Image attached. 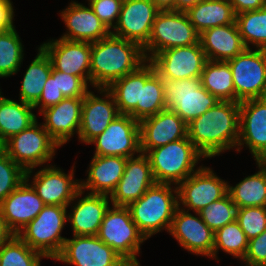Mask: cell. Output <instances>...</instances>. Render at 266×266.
Segmentation results:
<instances>
[{
  "label": "cell",
  "mask_w": 266,
  "mask_h": 266,
  "mask_svg": "<svg viewBox=\"0 0 266 266\" xmlns=\"http://www.w3.org/2000/svg\"><path fill=\"white\" fill-rule=\"evenodd\" d=\"M227 62L232 71L236 102L266 97V49L246 48Z\"/></svg>",
  "instance_id": "10"
},
{
  "label": "cell",
  "mask_w": 266,
  "mask_h": 266,
  "mask_svg": "<svg viewBox=\"0 0 266 266\" xmlns=\"http://www.w3.org/2000/svg\"><path fill=\"white\" fill-rule=\"evenodd\" d=\"M143 48L111 33L91 43L90 85L108 88L115 80L136 71L146 62Z\"/></svg>",
  "instance_id": "2"
},
{
  "label": "cell",
  "mask_w": 266,
  "mask_h": 266,
  "mask_svg": "<svg viewBox=\"0 0 266 266\" xmlns=\"http://www.w3.org/2000/svg\"><path fill=\"white\" fill-rule=\"evenodd\" d=\"M200 34L184 11H159L152 25L148 42L142 47L146 60L169 48L199 43Z\"/></svg>",
  "instance_id": "6"
},
{
  "label": "cell",
  "mask_w": 266,
  "mask_h": 266,
  "mask_svg": "<svg viewBox=\"0 0 266 266\" xmlns=\"http://www.w3.org/2000/svg\"><path fill=\"white\" fill-rule=\"evenodd\" d=\"M166 109L162 78L154 72L141 84L140 103L129 114L133 119L141 121L149 116L156 115Z\"/></svg>",
  "instance_id": "35"
},
{
  "label": "cell",
  "mask_w": 266,
  "mask_h": 266,
  "mask_svg": "<svg viewBox=\"0 0 266 266\" xmlns=\"http://www.w3.org/2000/svg\"><path fill=\"white\" fill-rule=\"evenodd\" d=\"M248 242L249 239L235 220L214 233V247L211 258L217 260L218 250L221 249L223 252L242 260L247 252Z\"/></svg>",
  "instance_id": "38"
},
{
  "label": "cell",
  "mask_w": 266,
  "mask_h": 266,
  "mask_svg": "<svg viewBox=\"0 0 266 266\" xmlns=\"http://www.w3.org/2000/svg\"><path fill=\"white\" fill-rule=\"evenodd\" d=\"M67 208L60 205H45L17 235L30 248L54 260L61 253L67 239L61 236L67 222Z\"/></svg>",
  "instance_id": "5"
},
{
  "label": "cell",
  "mask_w": 266,
  "mask_h": 266,
  "mask_svg": "<svg viewBox=\"0 0 266 266\" xmlns=\"http://www.w3.org/2000/svg\"><path fill=\"white\" fill-rule=\"evenodd\" d=\"M89 144H95L94 155L97 156L134 157L141 153L139 121L119 114Z\"/></svg>",
  "instance_id": "12"
},
{
  "label": "cell",
  "mask_w": 266,
  "mask_h": 266,
  "mask_svg": "<svg viewBox=\"0 0 266 266\" xmlns=\"http://www.w3.org/2000/svg\"><path fill=\"white\" fill-rule=\"evenodd\" d=\"M166 108L186 123L204 114L220 100L201 85V78L172 80L162 78Z\"/></svg>",
  "instance_id": "9"
},
{
  "label": "cell",
  "mask_w": 266,
  "mask_h": 266,
  "mask_svg": "<svg viewBox=\"0 0 266 266\" xmlns=\"http://www.w3.org/2000/svg\"><path fill=\"white\" fill-rule=\"evenodd\" d=\"M229 183L218 177L210 167L200 166L177 187L178 206L186 211L199 212L212 202L222 199L228 194ZM181 203V204H180Z\"/></svg>",
  "instance_id": "11"
},
{
  "label": "cell",
  "mask_w": 266,
  "mask_h": 266,
  "mask_svg": "<svg viewBox=\"0 0 266 266\" xmlns=\"http://www.w3.org/2000/svg\"><path fill=\"white\" fill-rule=\"evenodd\" d=\"M23 46L15 26L0 31V78L10 77L20 70L24 58Z\"/></svg>",
  "instance_id": "37"
},
{
  "label": "cell",
  "mask_w": 266,
  "mask_h": 266,
  "mask_svg": "<svg viewBox=\"0 0 266 266\" xmlns=\"http://www.w3.org/2000/svg\"><path fill=\"white\" fill-rule=\"evenodd\" d=\"M241 261L266 266V230L249 240L247 252Z\"/></svg>",
  "instance_id": "46"
},
{
  "label": "cell",
  "mask_w": 266,
  "mask_h": 266,
  "mask_svg": "<svg viewBox=\"0 0 266 266\" xmlns=\"http://www.w3.org/2000/svg\"><path fill=\"white\" fill-rule=\"evenodd\" d=\"M19 101L4 97L0 102V146L38 121L33 105Z\"/></svg>",
  "instance_id": "31"
},
{
  "label": "cell",
  "mask_w": 266,
  "mask_h": 266,
  "mask_svg": "<svg viewBox=\"0 0 266 266\" xmlns=\"http://www.w3.org/2000/svg\"><path fill=\"white\" fill-rule=\"evenodd\" d=\"M195 214L178 206L169 233L188 252L210 258L213 255L214 232L203 222L199 212Z\"/></svg>",
  "instance_id": "19"
},
{
  "label": "cell",
  "mask_w": 266,
  "mask_h": 266,
  "mask_svg": "<svg viewBox=\"0 0 266 266\" xmlns=\"http://www.w3.org/2000/svg\"><path fill=\"white\" fill-rule=\"evenodd\" d=\"M64 95L61 90L58 89L57 85V70L52 69V72L44 84L42 94L39 100L33 105L34 109L40 108L39 113L53 105H57L60 101L64 99Z\"/></svg>",
  "instance_id": "45"
},
{
  "label": "cell",
  "mask_w": 266,
  "mask_h": 266,
  "mask_svg": "<svg viewBox=\"0 0 266 266\" xmlns=\"http://www.w3.org/2000/svg\"><path fill=\"white\" fill-rule=\"evenodd\" d=\"M61 17L67 27V33L62 39L80 42H97L107 37L111 32L101 22L89 6L72 1L61 11Z\"/></svg>",
  "instance_id": "26"
},
{
  "label": "cell",
  "mask_w": 266,
  "mask_h": 266,
  "mask_svg": "<svg viewBox=\"0 0 266 266\" xmlns=\"http://www.w3.org/2000/svg\"><path fill=\"white\" fill-rule=\"evenodd\" d=\"M240 103L219 101L187 124V137L206 157L212 158L237 147Z\"/></svg>",
  "instance_id": "1"
},
{
  "label": "cell",
  "mask_w": 266,
  "mask_h": 266,
  "mask_svg": "<svg viewBox=\"0 0 266 266\" xmlns=\"http://www.w3.org/2000/svg\"><path fill=\"white\" fill-rule=\"evenodd\" d=\"M196 31L235 23L236 15L229 0H201L185 11Z\"/></svg>",
  "instance_id": "30"
},
{
  "label": "cell",
  "mask_w": 266,
  "mask_h": 266,
  "mask_svg": "<svg viewBox=\"0 0 266 266\" xmlns=\"http://www.w3.org/2000/svg\"><path fill=\"white\" fill-rule=\"evenodd\" d=\"M155 72L147 60L136 71L115 80L107 89L113 94L120 114L129 115L140 103L141 84Z\"/></svg>",
  "instance_id": "29"
},
{
  "label": "cell",
  "mask_w": 266,
  "mask_h": 266,
  "mask_svg": "<svg viewBox=\"0 0 266 266\" xmlns=\"http://www.w3.org/2000/svg\"><path fill=\"white\" fill-rule=\"evenodd\" d=\"M127 207L132 220L146 239L161 230L169 232L178 207L177 187L172 188L171 184L155 183L143 196L131 202Z\"/></svg>",
  "instance_id": "3"
},
{
  "label": "cell",
  "mask_w": 266,
  "mask_h": 266,
  "mask_svg": "<svg viewBox=\"0 0 266 266\" xmlns=\"http://www.w3.org/2000/svg\"><path fill=\"white\" fill-rule=\"evenodd\" d=\"M160 11L175 10V0H151Z\"/></svg>",
  "instance_id": "51"
},
{
  "label": "cell",
  "mask_w": 266,
  "mask_h": 266,
  "mask_svg": "<svg viewBox=\"0 0 266 266\" xmlns=\"http://www.w3.org/2000/svg\"><path fill=\"white\" fill-rule=\"evenodd\" d=\"M199 42L210 61H227L246 49L236 22L203 31Z\"/></svg>",
  "instance_id": "28"
},
{
  "label": "cell",
  "mask_w": 266,
  "mask_h": 266,
  "mask_svg": "<svg viewBox=\"0 0 266 266\" xmlns=\"http://www.w3.org/2000/svg\"><path fill=\"white\" fill-rule=\"evenodd\" d=\"M54 260L74 266H120L125 261L97 235L67 238Z\"/></svg>",
  "instance_id": "14"
},
{
  "label": "cell",
  "mask_w": 266,
  "mask_h": 266,
  "mask_svg": "<svg viewBox=\"0 0 266 266\" xmlns=\"http://www.w3.org/2000/svg\"><path fill=\"white\" fill-rule=\"evenodd\" d=\"M13 235L7 228L5 221L0 212V247Z\"/></svg>",
  "instance_id": "49"
},
{
  "label": "cell",
  "mask_w": 266,
  "mask_h": 266,
  "mask_svg": "<svg viewBox=\"0 0 266 266\" xmlns=\"http://www.w3.org/2000/svg\"><path fill=\"white\" fill-rule=\"evenodd\" d=\"M244 144L255 161L266 158V97L240 102L239 141L236 151L240 152Z\"/></svg>",
  "instance_id": "15"
},
{
  "label": "cell",
  "mask_w": 266,
  "mask_h": 266,
  "mask_svg": "<svg viewBox=\"0 0 266 266\" xmlns=\"http://www.w3.org/2000/svg\"><path fill=\"white\" fill-rule=\"evenodd\" d=\"M146 155L155 182L171 184L172 187L200 168H195L200 158L206 159L188 137L150 149Z\"/></svg>",
  "instance_id": "4"
},
{
  "label": "cell",
  "mask_w": 266,
  "mask_h": 266,
  "mask_svg": "<svg viewBox=\"0 0 266 266\" xmlns=\"http://www.w3.org/2000/svg\"><path fill=\"white\" fill-rule=\"evenodd\" d=\"M50 58L52 69L79 76L90 82L91 43L69 41L62 38L40 45Z\"/></svg>",
  "instance_id": "18"
},
{
  "label": "cell",
  "mask_w": 266,
  "mask_h": 266,
  "mask_svg": "<svg viewBox=\"0 0 266 266\" xmlns=\"http://www.w3.org/2000/svg\"><path fill=\"white\" fill-rule=\"evenodd\" d=\"M259 171L245 177L235 186L228 185V194L237 208L266 207V163L256 161Z\"/></svg>",
  "instance_id": "32"
},
{
  "label": "cell",
  "mask_w": 266,
  "mask_h": 266,
  "mask_svg": "<svg viewBox=\"0 0 266 266\" xmlns=\"http://www.w3.org/2000/svg\"><path fill=\"white\" fill-rule=\"evenodd\" d=\"M45 256L30 248L17 234L0 247V266H41Z\"/></svg>",
  "instance_id": "39"
},
{
  "label": "cell",
  "mask_w": 266,
  "mask_h": 266,
  "mask_svg": "<svg viewBox=\"0 0 266 266\" xmlns=\"http://www.w3.org/2000/svg\"><path fill=\"white\" fill-rule=\"evenodd\" d=\"M236 221L250 240L266 230V207L237 208Z\"/></svg>",
  "instance_id": "42"
},
{
  "label": "cell",
  "mask_w": 266,
  "mask_h": 266,
  "mask_svg": "<svg viewBox=\"0 0 266 266\" xmlns=\"http://www.w3.org/2000/svg\"><path fill=\"white\" fill-rule=\"evenodd\" d=\"M246 48L266 49V5L236 15L235 20Z\"/></svg>",
  "instance_id": "36"
},
{
  "label": "cell",
  "mask_w": 266,
  "mask_h": 266,
  "mask_svg": "<svg viewBox=\"0 0 266 266\" xmlns=\"http://www.w3.org/2000/svg\"><path fill=\"white\" fill-rule=\"evenodd\" d=\"M83 97H65L57 105L40 112L43 127L61 147L75 134H79Z\"/></svg>",
  "instance_id": "24"
},
{
  "label": "cell",
  "mask_w": 266,
  "mask_h": 266,
  "mask_svg": "<svg viewBox=\"0 0 266 266\" xmlns=\"http://www.w3.org/2000/svg\"><path fill=\"white\" fill-rule=\"evenodd\" d=\"M237 207L229 194L199 211L203 222L215 233L236 220Z\"/></svg>",
  "instance_id": "40"
},
{
  "label": "cell",
  "mask_w": 266,
  "mask_h": 266,
  "mask_svg": "<svg viewBox=\"0 0 266 266\" xmlns=\"http://www.w3.org/2000/svg\"><path fill=\"white\" fill-rule=\"evenodd\" d=\"M69 174L55 165H47L34 173L32 187L45 205L71 206L76 193L80 190L79 179H73L74 168Z\"/></svg>",
  "instance_id": "21"
},
{
  "label": "cell",
  "mask_w": 266,
  "mask_h": 266,
  "mask_svg": "<svg viewBox=\"0 0 266 266\" xmlns=\"http://www.w3.org/2000/svg\"><path fill=\"white\" fill-rule=\"evenodd\" d=\"M159 11L151 0H123L118 22L111 34L143 47L149 40Z\"/></svg>",
  "instance_id": "17"
},
{
  "label": "cell",
  "mask_w": 266,
  "mask_h": 266,
  "mask_svg": "<svg viewBox=\"0 0 266 266\" xmlns=\"http://www.w3.org/2000/svg\"><path fill=\"white\" fill-rule=\"evenodd\" d=\"M126 161V157L94 155L87 170L86 181L80 180V189L110 196L122 178Z\"/></svg>",
  "instance_id": "27"
},
{
  "label": "cell",
  "mask_w": 266,
  "mask_h": 266,
  "mask_svg": "<svg viewBox=\"0 0 266 266\" xmlns=\"http://www.w3.org/2000/svg\"><path fill=\"white\" fill-rule=\"evenodd\" d=\"M14 8L11 0H0V31L11 29L14 25Z\"/></svg>",
  "instance_id": "47"
},
{
  "label": "cell",
  "mask_w": 266,
  "mask_h": 266,
  "mask_svg": "<svg viewBox=\"0 0 266 266\" xmlns=\"http://www.w3.org/2000/svg\"><path fill=\"white\" fill-rule=\"evenodd\" d=\"M25 171L52 160L60 146L36 121L22 132L11 136L0 146Z\"/></svg>",
  "instance_id": "7"
},
{
  "label": "cell",
  "mask_w": 266,
  "mask_h": 266,
  "mask_svg": "<svg viewBox=\"0 0 266 266\" xmlns=\"http://www.w3.org/2000/svg\"><path fill=\"white\" fill-rule=\"evenodd\" d=\"M207 61L200 42L162 50L149 60L161 78L172 80L201 77Z\"/></svg>",
  "instance_id": "13"
},
{
  "label": "cell",
  "mask_w": 266,
  "mask_h": 266,
  "mask_svg": "<svg viewBox=\"0 0 266 266\" xmlns=\"http://www.w3.org/2000/svg\"><path fill=\"white\" fill-rule=\"evenodd\" d=\"M26 179V171L0 147V203Z\"/></svg>",
  "instance_id": "41"
},
{
  "label": "cell",
  "mask_w": 266,
  "mask_h": 266,
  "mask_svg": "<svg viewBox=\"0 0 266 266\" xmlns=\"http://www.w3.org/2000/svg\"><path fill=\"white\" fill-rule=\"evenodd\" d=\"M141 153L187 137V124L173 110L164 109L139 121Z\"/></svg>",
  "instance_id": "23"
},
{
  "label": "cell",
  "mask_w": 266,
  "mask_h": 266,
  "mask_svg": "<svg viewBox=\"0 0 266 266\" xmlns=\"http://www.w3.org/2000/svg\"><path fill=\"white\" fill-rule=\"evenodd\" d=\"M120 266H140L139 261H124Z\"/></svg>",
  "instance_id": "52"
},
{
  "label": "cell",
  "mask_w": 266,
  "mask_h": 266,
  "mask_svg": "<svg viewBox=\"0 0 266 266\" xmlns=\"http://www.w3.org/2000/svg\"><path fill=\"white\" fill-rule=\"evenodd\" d=\"M200 78L201 85L217 99L236 102L232 71L227 61L208 60Z\"/></svg>",
  "instance_id": "33"
},
{
  "label": "cell",
  "mask_w": 266,
  "mask_h": 266,
  "mask_svg": "<svg viewBox=\"0 0 266 266\" xmlns=\"http://www.w3.org/2000/svg\"><path fill=\"white\" fill-rule=\"evenodd\" d=\"M52 72L47 54L39 47L38 54L28 66L20 89V100L34 105L40 98L44 84Z\"/></svg>",
  "instance_id": "34"
},
{
  "label": "cell",
  "mask_w": 266,
  "mask_h": 266,
  "mask_svg": "<svg viewBox=\"0 0 266 266\" xmlns=\"http://www.w3.org/2000/svg\"><path fill=\"white\" fill-rule=\"evenodd\" d=\"M97 236L125 261H138L140 246L147 240L132 220L127 206L109 207Z\"/></svg>",
  "instance_id": "8"
},
{
  "label": "cell",
  "mask_w": 266,
  "mask_h": 266,
  "mask_svg": "<svg viewBox=\"0 0 266 266\" xmlns=\"http://www.w3.org/2000/svg\"><path fill=\"white\" fill-rule=\"evenodd\" d=\"M122 3L123 0H89L88 2L93 12L110 32L118 22Z\"/></svg>",
  "instance_id": "43"
},
{
  "label": "cell",
  "mask_w": 266,
  "mask_h": 266,
  "mask_svg": "<svg viewBox=\"0 0 266 266\" xmlns=\"http://www.w3.org/2000/svg\"><path fill=\"white\" fill-rule=\"evenodd\" d=\"M100 98L91 90L83 97L78 139L89 144L120 114L113 94L107 88H96ZM103 94V95H102Z\"/></svg>",
  "instance_id": "20"
},
{
  "label": "cell",
  "mask_w": 266,
  "mask_h": 266,
  "mask_svg": "<svg viewBox=\"0 0 266 266\" xmlns=\"http://www.w3.org/2000/svg\"><path fill=\"white\" fill-rule=\"evenodd\" d=\"M1 90V89H0ZM1 91H0V102H1V100L4 98V96L3 95H1Z\"/></svg>",
  "instance_id": "54"
},
{
  "label": "cell",
  "mask_w": 266,
  "mask_h": 266,
  "mask_svg": "<svg viewBox=\"0 0 266 266\" xmlns=\"http://www.w3.org/2000/svg\"><path fill=\"white\" fill-rule=\"evenodd\" d=\"M201 0H175V11H186Z\"/></svg>",
  "instance_id": "50"
},
{
  "label": "cell",
  "mask_w": 266,
  "mask_h": 266,
  "mask_svg": "<svg viewBox=\"0 0 266 266\" xmlns=\"http://www.w3.org/2000/svg\"><path fill=\"white\" fill-rule=\"evenodd\" d=\"M32 173L33 169L26 171V179L0 203L1 215L13 234H18L45 207L29 183Z\"/></svg>",
  "instance_id": "16"
},
{
  "label": "cell",
  "mask_w": 266,
  "mask_h": 266,
  "mask_svg": "<svg viewBox=\"0 0 266 266\" xmlns=\"http://www.w3.org/2000/svg\"><path fill=\"white\" fill-rule=\"evenodd\" d=\"M57 85L64 97H84L89 92L83 78L60 71H57Z\"/></svg>",
  "instance_id": "44"
},
{
  "label": "cell",
  "mask_w": 266,
  "mask_h": 266,
  "mask_svg": "<svg viewBox=\"0 0 266 266\" xmlns=\"http://www.w3.org/2000/svg\"><path fill=\"white\" fill-rule=\"evenodd\" d=\"M246 266H263V265H253V264L246 263Z\"/></svg>",
  "instance_id": "53"
},
{
  "label": "cell",
  "mask_w": 266,
  "mask_h": 266,
  "mask_svg": "<svg viewBox=\"0 0 266 266\" xmlns=\"http://www.w3.org/2000/svg\"><path fill=\"white\" fill-rule=\"evenodd\" d=\"M235 15L246 12L258 10L264 7L266 4L264 0H229Z\"/></svg>",
  "instance_id": "48"
},
{
  "label": "cell",
  "mask_w": 266,
  "mask_h": 266,
  "mask_svg": "<svg viewBox=\"0 0 266 266\" xmlns=\"http://www.w3.org/2000/svg\"><path fill=\"white\" fill-rule=\"evenodd\" d=\"M84 193L81 189L76 193L75 199L79 198V200L74 203V206H71L72 213H68L67 221L72 225L73 235L96 236L104 215L110 207V197L103 194L86 193L84 197L80 198Z\"/></svg>",
  "instance_id": "25"
},
{
  "label": "cell",
  "mask_w": 266,
  "mask_h": 266,
  "mask_svg": "<svg viewBox=\"0 0 266 266\" xmlns=\"http://www.w3.org/2000/svg\"><path fill=\"white\" fill-rule=\"evenodd\" d=\"M148 156L140 153L127 158L124 173L110 195L111 205L128 206L155 184Z\"/></svg>",
  "instance_id": "22"
}]
</instances>
